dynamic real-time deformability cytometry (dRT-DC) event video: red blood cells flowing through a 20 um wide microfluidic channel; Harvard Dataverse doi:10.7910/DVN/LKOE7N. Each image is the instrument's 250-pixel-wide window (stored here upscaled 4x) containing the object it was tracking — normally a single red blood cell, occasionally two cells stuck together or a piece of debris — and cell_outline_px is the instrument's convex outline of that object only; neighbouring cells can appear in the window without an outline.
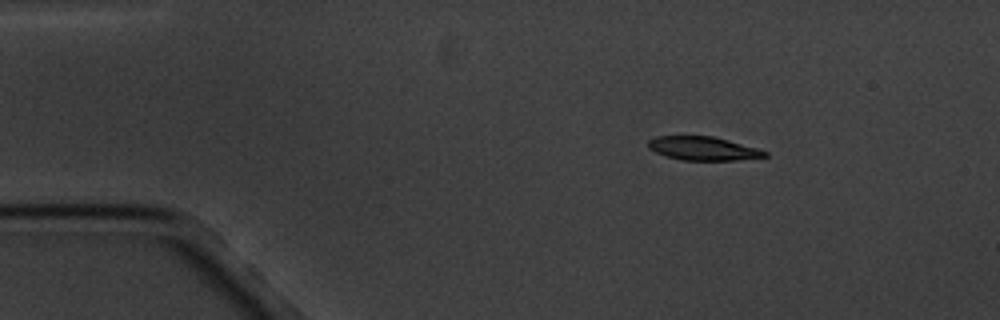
{"species": "common noctule bat (a hibernating species)", "species_latin": "Nyctalus noctula", "temperature_condition": "cold", "stored_images_in_passage": 7, "camera_frame_rate_fps": 3000, "um_per_image_px": 0.085, "animal": {"sex": "male", "body_mass_g": 20.1, "forearm_length_mm": 53.5}, "frame": {"image": 1, "passage_image": 1, "time_ms": 0.0, "image_size_px": [1000, 320], "cell_outline_px": [[768, 156], [736, 160], [684, 160], [668, 156], [656, 152], [648, 148], [648, 140], [656, 136], [712, 136], [728, 140], [756, 148], [768, 152]], "centroid_in_image_um": [59.75, 12.61], "position_along_channel_um": 25.2, "area_um2": 15.84}}
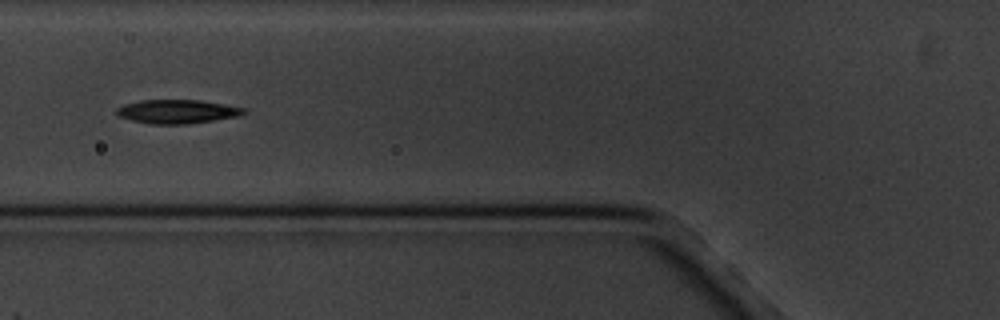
{"frame": {"image": 2, "passage_image": 4, "time_ms": 4.333, "image_size_px": [1000, 320], "cell_outline_px": [[248, 112], [240, 116], [188, 124], [152, 124], [132, 120], [120, 116], [116, 112], [116, 108], [124, 104], [140, 100], [200, 100], [224, 104], [244, 108]], "centroid_in_image_um": [15.09, 9.48], "position_along_channel_um": 110.7, "area_um2": 17.63}}
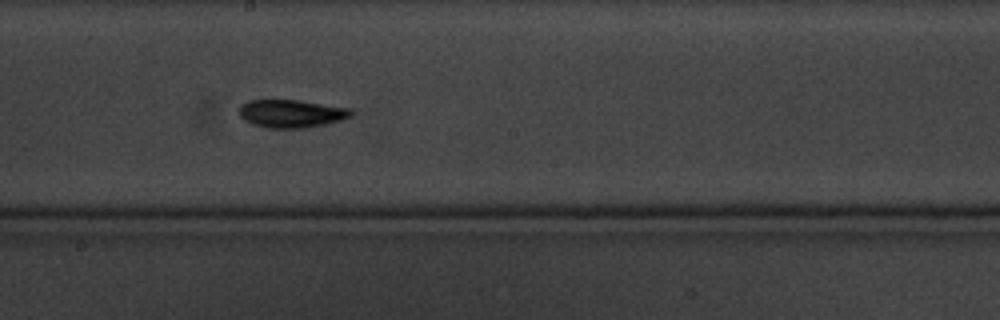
{"frame": {"image": 3, "passage_image": 7, "time_ms": 7.667, "image_size_px": [1000, 320], "cell_outline_px": [[352, 116], [328, 124], [304, 128], [268, 128], [252, 124], [244, 120], [240, 116], [240, 104], [248, 100], [300, 100], [352, 108]], "centroid_in_image_um": [24.78, 9.65], "position_along_channel_um": 223.4, "area_um2": 18.44}}